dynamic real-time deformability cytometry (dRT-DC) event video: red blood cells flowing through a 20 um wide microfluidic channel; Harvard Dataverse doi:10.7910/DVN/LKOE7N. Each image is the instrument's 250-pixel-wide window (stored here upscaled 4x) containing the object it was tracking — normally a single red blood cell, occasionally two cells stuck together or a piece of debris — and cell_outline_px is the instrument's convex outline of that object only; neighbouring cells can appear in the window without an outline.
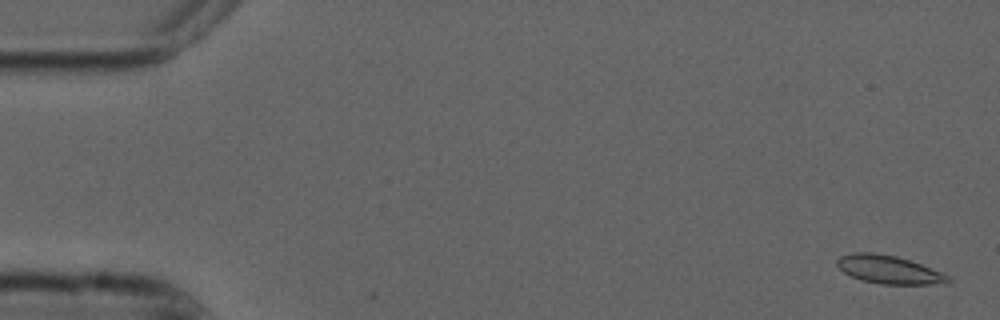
{"species": "common noctule bat (a hibernating species)", "species_latin": "Nyctalus noctula", "temperature_condition": "cold", "stored_images_in_passage": 55, "camera_frame_rate_fps": 3000, "um_per_image_px": 0.085, "animal": {"sex": "male", "forearm_length_mm": 52.5}, "frame": {"image": 1, "passage_image": 2, "time_ms": 0.333, "image_size_px": [1000, 320], "cell_outline_px": [[952, 280], [932, 284], [880, 284], [860, 280], [844, 272], [836, 264], [836, 260], [840, 256], [852, 252], [872, 252], [896, 256], [920, 264], [952, 276]], "centroid_in_image_um": [75.52, 22.91], "position_along_channel_um": 9.5, "area_um2": 18.15}}
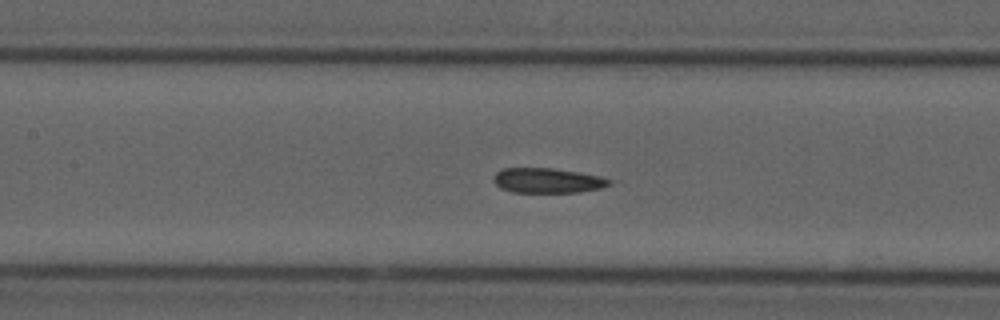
{"frame": {"image": 2, "passage_image": 25, "time_ms": 8.0, "image_size_px": [1000, 320], "cell_outline_px": [[612, 184], [600, 188], [580, 192], [512, 192], [500, 188], [492, 180], [492, 176], [496, 172], [504, 168], [552, 168], [580, 172], [600, 176], [612, 180]], "centroid_in_image_um": [46.53, 15.34], "position_along_channel_um": 160.9, "area_um2": 16.94}}
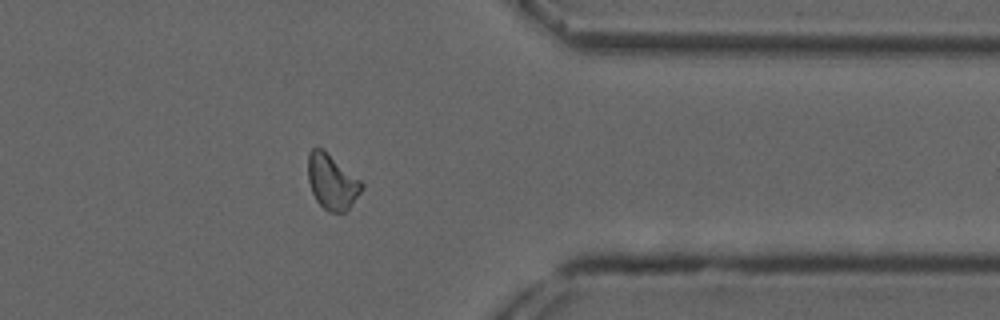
{"frame": {"image": 3, "passage_image": 44, "time_ms": 14.333, "image_size_px": [1000, 320], "cell_outline_px": [[364, 188], [348, 208], [344, 212], [328, 212], [316, 200], [312, 192], [308, 180], [308, 156], [312, 148], [324, 148], [360, 180], [364, 184]], "centroid_in_image_um": [28.21, 15.43], "position_along_channel_um": 383.2, "area_um2": 17.22}, "authors_computed_cell_mechanics": {"area_um2": 17.4556, "velocity_mm_per_s": 3.7211, "shape_relaxation_time_tau1_ms": null, "shape_relaxation_time_tau2_ms": 5.4522, "deformation_change_tau1": null, "deformation_change_tau2": 0.1325}}